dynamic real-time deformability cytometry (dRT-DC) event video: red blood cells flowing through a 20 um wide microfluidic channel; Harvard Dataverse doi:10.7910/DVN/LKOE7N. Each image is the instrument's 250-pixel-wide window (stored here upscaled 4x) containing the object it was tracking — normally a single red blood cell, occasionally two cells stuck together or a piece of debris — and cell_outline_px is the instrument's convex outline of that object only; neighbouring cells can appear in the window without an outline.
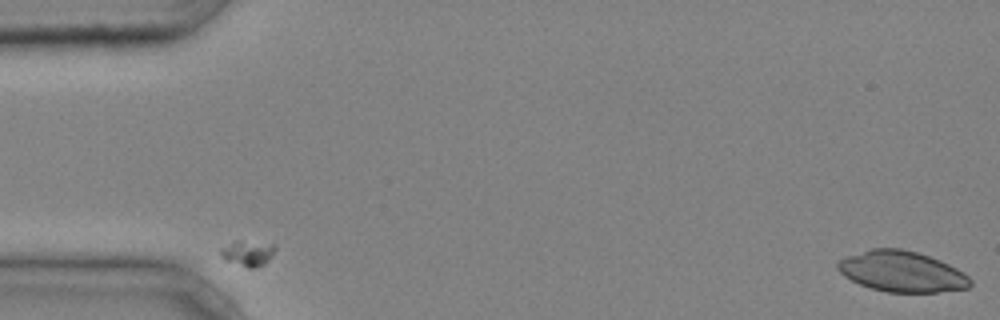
{"species": "common noctule bat (a hibernating species)", "species_latin": "Nyctalus noctula", "temperature_condition": "cold", "stored_images_in_passage": 2, "camera_frame_rate_fps": 3000, "um_per_image_px": 0.085, "animal": {"sex": "male", "body_mass_g": 20.4}, "frame": {"image": 1, "passage_image": 2, "time_ms": 0.333, "image_size_px": [1000, 320], "cell_outline_px": [[972, 284], [968, 288], [936, 292], [888, 292], [872, 288], [860, 284], [844, 276], [836, 268], [836, 264], [840, 260], [848, 256], [872, 248], [900, 248], [916, 252], [940, 260], [964, 272], [972, 280]], "centroid_in_image_um": [76.67, 23.08], "position_along_channel_um": 8.3, "area_um2": 31.27}}